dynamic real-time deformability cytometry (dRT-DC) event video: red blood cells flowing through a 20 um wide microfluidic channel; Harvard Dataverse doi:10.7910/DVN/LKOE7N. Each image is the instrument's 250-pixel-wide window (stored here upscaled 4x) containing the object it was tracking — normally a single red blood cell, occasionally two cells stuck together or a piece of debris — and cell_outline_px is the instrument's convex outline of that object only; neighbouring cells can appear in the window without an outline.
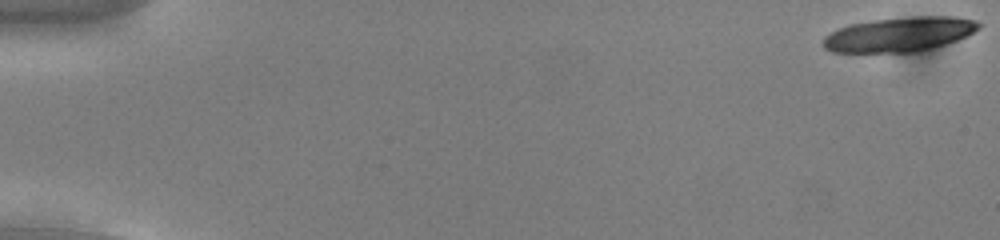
{"species": "common noctule bat (a hibernating species)", "species_latin": "Nyctalus noctula", "temperature_condition": "cold", "stored_images_in_passage": 20, "camera_frame_rate_fps": 3000, "um_per_image_px": 0.085, "animal": {"sex": "male", "body_mass_g": 13.0, "forearm_length_mm": 53.1}, "frame": {"image": 1, "passage_image": 1, "time_ms": 0.0, "image_size_px": [1000, 240], "cell_outline_px": [[980, 28], [968, 36], [920, 52], [832, 52], [824, 48], [820, 44], [824, 36], [848, 24], [872, 20], [912, 16], [956, 16], [976, 20], [980, 24]], "centroid_in_image_um": [76.45, 2.91], "position_along_channel_um": 8.6, "area_um2": 31.62}}